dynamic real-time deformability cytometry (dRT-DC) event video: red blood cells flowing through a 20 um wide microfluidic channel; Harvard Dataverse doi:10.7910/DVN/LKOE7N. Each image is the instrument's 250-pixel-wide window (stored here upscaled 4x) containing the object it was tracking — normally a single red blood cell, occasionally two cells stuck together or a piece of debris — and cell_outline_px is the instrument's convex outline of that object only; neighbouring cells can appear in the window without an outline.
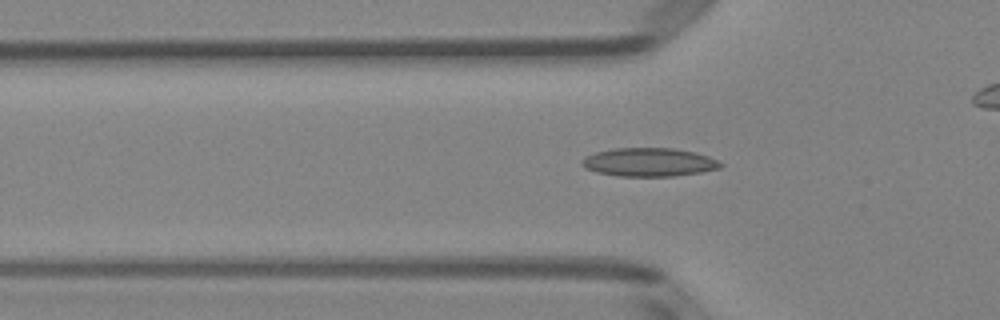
{"species": "Egyptian fruit bat (a non-hibernating species)", "species_latin": "Rousettus aegyptiacus", "temperature_condition": "room temperature", "stored_images_in_passage": 33, "camera_frame_rate_fps": 3000, "um_per_image_px": 0.085, "animal": {"sex": "female"}, "frame": {"image": 1, "passage_image": 6, "time_ms": 1.667, "image_size_px": [1000, 320], "cell_outline_px": [[724, 164], [720, 168], [700, 172], [672, 176], [620, 176], [596, 172], [584, 168], [580, 164], [580, 160], [584, 156], [596, 152], [616, 148], [672, 148], [692, 152], [708, 156]], "centroid_in_image_um": [55.11, 13.79], "position_along_channel_um": 70.7, "area_um2": 22.95}}
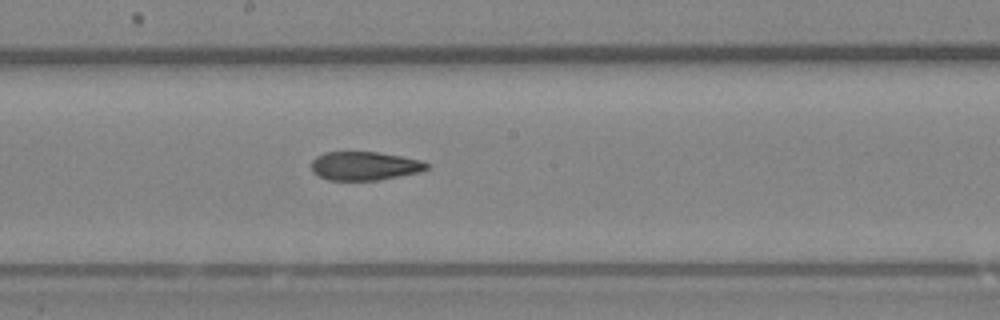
{"frame": {"image": 2, "passage_image": 17, "time_ms": 5.333, "image_size_px": [1000, 320], "cell_outline_px": [[428, 168], [420, 172], [380, 180], [328, 180], [312, 172], [312, 160], [316, 156], [324, 152], [380, 152], [420, 160], [428, 164]], "centroid_in_image_um": [30.98, 14.1], "position_along_channel_um": 217.2, "area_um2": 19.25}}
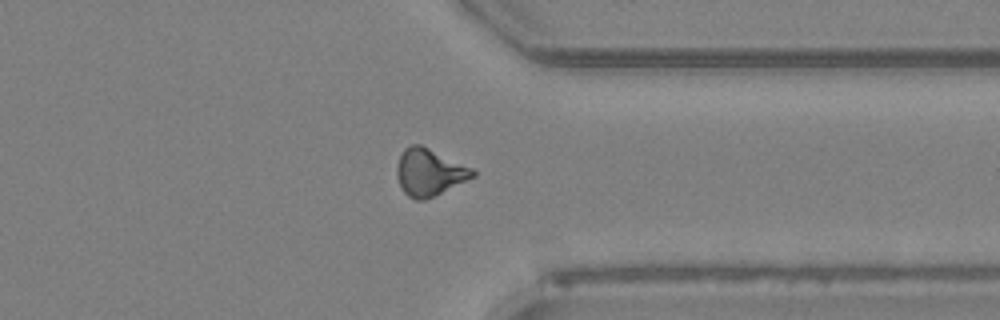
{"frame": {"image": 3, "passage_image": 29, "time_ms": 9.333, "image_size_px": [1000, 320], "cell_outline_px": [[476, 176], [424, 200], [416, 200], [408, 196], [400, 188], [396, 176], [396, 168], [400, 156], [404, 148], [412, 144], [420, 144], [472, 168], [476, 172]], "centroid_in_image_um": [36.46, 14.64], "position_along_channel_um": 374.9, "area_um2": 20.63}}